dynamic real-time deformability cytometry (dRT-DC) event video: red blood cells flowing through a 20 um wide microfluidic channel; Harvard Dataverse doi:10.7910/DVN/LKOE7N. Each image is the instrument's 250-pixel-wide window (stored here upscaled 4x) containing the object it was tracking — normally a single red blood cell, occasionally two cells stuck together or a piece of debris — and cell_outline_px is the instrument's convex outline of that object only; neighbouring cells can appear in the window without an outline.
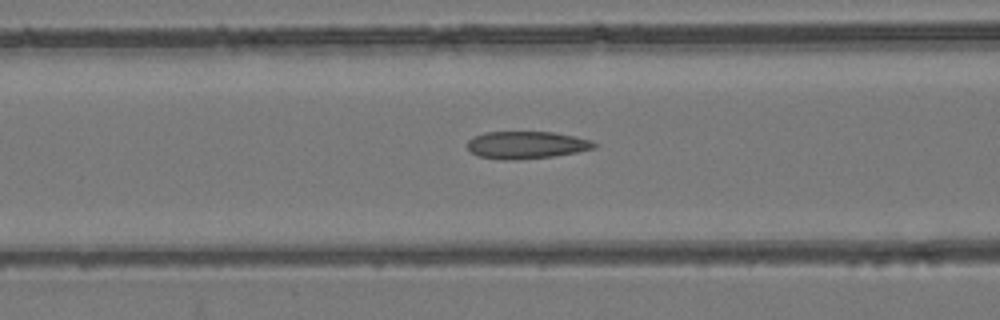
{"species": "common noctule bat (a hibernating species)", "species_latin": "Nyctalus noctula", "temperature_condition": "room temperature", "stored_images_in_passage": 56, "camera_frame_rate_fps": 3000, "um_per_image_px": 0.085, "animal": {"sex": "female", "body_mass_g": 24.6, "forearm_length_mm": 56.2}, "frame": {"image": 1, "passage_image": 23, "time_ms": 7.333, "image_size_px": [1000, 320], "cell_outline_px": [[596, 148], [576, 152], [552, 156], [516, 160], [504, 160], [480, 156], [472, 152], [468, 148], [468, 140], [472, 136], [484, 132], [552, 132], [592, 140], [596, 144]], "centroid_in_image_um": [44.73, 12.32], "position_along_channel_um": 121.9, "area_um2": 20.11}}
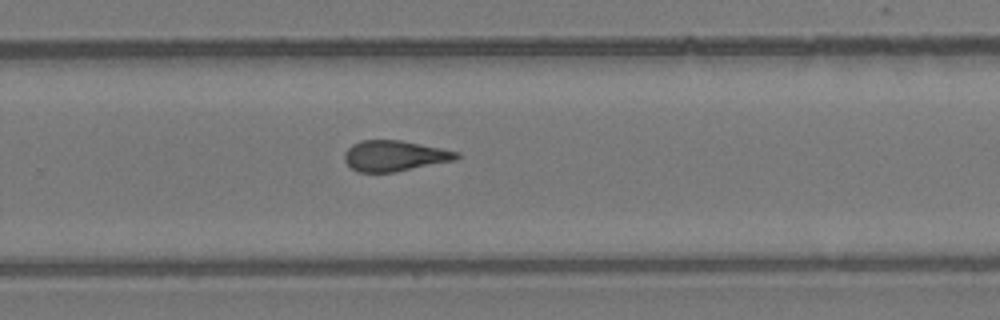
{"frame": {"image": 2, "passage_image": 37, "time_ms": 12.0, "image_size_px": [1000, 320], "cell_outline_px": [[460, 156], [456, 160], [396, 172], [360, 172], [352, 168], [344, 160], [344, 152], [352, 144], [360, 140], [400, 140], [460, 152]], "centroid_in_image_um": [33.54, 13.24], "position_along_channel_um": 296.3, "area_um2": 20.06}}
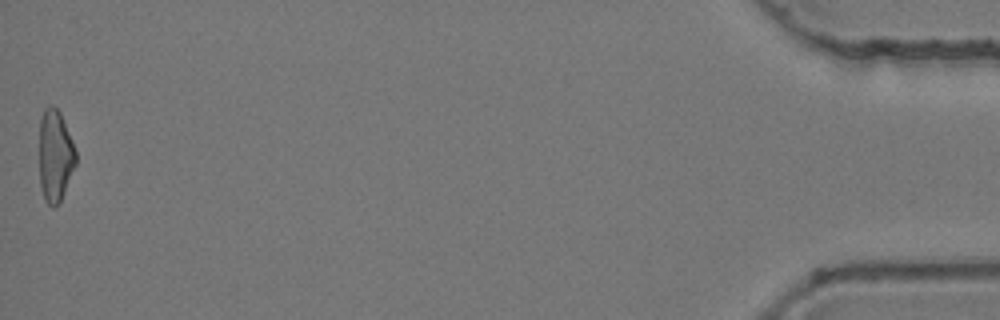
{"frame": {"image": 3, "passage_image": 56, "time_ms": 18.333, "image_size_px": [1000, 320], "cell_outline_px": [[76, 164], [60, 204], [52, 208], [44, 200], [40, 184], [40, 116], [44, 108], [52, 104], [60, 112], [72, 140], [76, 152]], "centroid_in_image_um": [4.69, 13.26], "position_along_channel_um": 430.5, "area_um2": 19.77}, "authors_computed_cell_mechanics": {"area_um2": 20.3456, "velocity_mm_per_s": 3.7473, "shape_relaxation_time_tau1_ms": null, "shape_relaxation_time_tau2_ms": 2.9845, "deformation_change_tau1": null, "deformation_change_tau2": 0.1024}}